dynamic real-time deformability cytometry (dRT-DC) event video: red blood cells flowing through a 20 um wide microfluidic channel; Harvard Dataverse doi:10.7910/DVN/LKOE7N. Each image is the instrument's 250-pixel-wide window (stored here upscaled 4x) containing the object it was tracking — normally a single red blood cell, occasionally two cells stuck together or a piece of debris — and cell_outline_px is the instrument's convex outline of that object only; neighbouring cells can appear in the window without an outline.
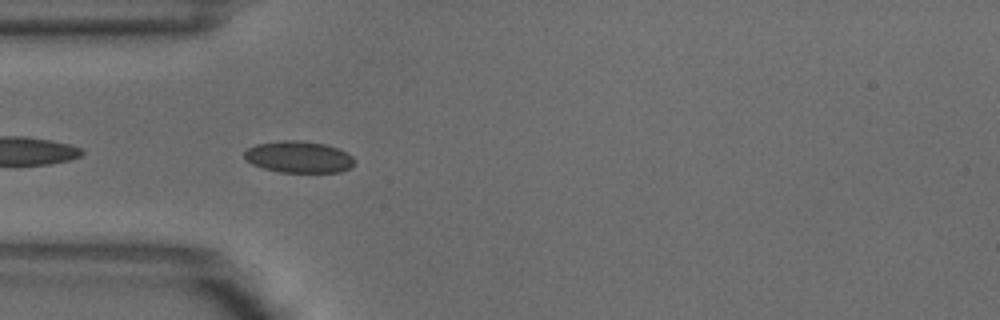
{"species": "common noctule bat (a hibernating species)", "species_latin": "Nyctalus noctula", "temperature_condition": "warm", "stored_images_in_passage": 4, "camera_frame_rate_fps": 3000, "um_per_image_px": 0.085, "animal": {"sex": "male", "body_mass_g": 18.8}, "frame": {"image": 1, "passage_image": 3, "time_ms": 0.667, "image_size_px": [1000, 320], "cell_outline_px": [[356, 160], [352, 168], [340, 172], [276, 172], [252, 164], [244, 156], [244, 152], [248, 148], [256, 144], [280, 140], [300, 140], [324, 144], [336, 148], [352, 156]], "centroid_in_image_um": [25.4, 13.35], "position_along_channel_um": 59.6, "area_um2": 20.35}}